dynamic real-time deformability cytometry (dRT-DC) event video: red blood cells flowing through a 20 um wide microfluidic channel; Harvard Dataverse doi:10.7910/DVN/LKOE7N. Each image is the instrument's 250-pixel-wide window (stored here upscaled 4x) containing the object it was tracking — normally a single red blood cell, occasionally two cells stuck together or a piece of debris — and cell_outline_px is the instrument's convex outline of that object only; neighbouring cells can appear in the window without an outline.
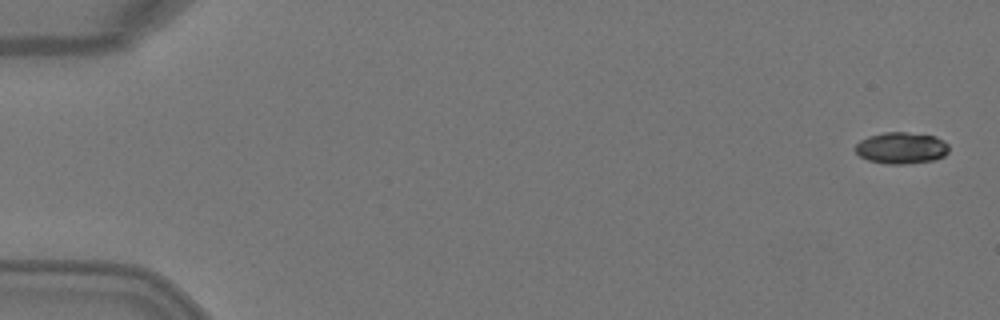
{"species": "Egyptian fruit bat (a non-hibernating species)", "species_latin": "Rousettus aegyptiacus", "temperature_condition": "warm", "stored_images_in_passage": 5, "camera_frame_rate_fps": 3000, "um_per_image_px": 0.085, "animal": {"sex": "female"}, "frame": {"image": 1, "passage_image": 1, "time_ms": 0.0, "image_size_px": [1000, 320], "cell_outline_px": [[948, 152], [944, 156], [936, 160], [908, 164], [888, 164], [868, 160], [860, 156], [852, 148], [860, 140], [868, 136], [884, 132], [904, 132], [936, 136], [944, 140], [948, 144]], "centroid_in_image_um": [76.61, 12.58], "position_along_channel_um": 8.4, "area_um2": 17.46}}
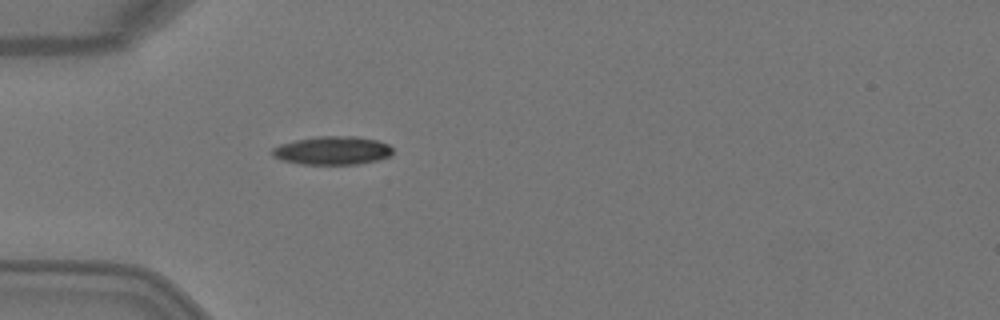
{"frame": {"image": 2, "passage_image": 5, "time_ms": 1.333, "image_size_px": [1000, 320], "cell_outline_px": [[392, 152], [388, 156], [376, 160], [356, 164], [300, 164], [280, 160], [272, 156], [272, 148], [280, 144], [296, 140], [316, 136], [356, 136], [376, 140], [388, 144], [392, 148]], "centroid_in_image_um": [28.21, 12.79], "position_along_channel_um": 56.8, "area_um2": 19.88}}